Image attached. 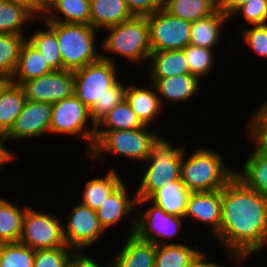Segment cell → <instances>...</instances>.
I'll use <instances>...</instances> for the list:
<instances>
[{
	"label": "cell",
	"instance_id": "1",
	"mask_svg": "<svg viewBox=\"0 0 267 267\" xmlns=\"http://www.w3.org/2000/svg\"><path fill=\"white\" fill-rule=\"evenodd\" d=\"M215 237L235 261L267 246V199L236 176L222 189L221 225Z\"/></svg>",
	"mask_w": 267,
	"mask_h": 267
},
{
	"label": "cell",
	"instance_id": "2",
	"mask_svg": "<svg viewBox=\"0 0 267 267\" xmlns=\"http://www.w3.org/2000/svg\"><path fill=\"white\" fill-rule=\"evenodd\" d=\"M184 154L181 179L190 192L223 189L235 176L234 170L225 167L219 153L200 148L187 159Z\"/></svg>",
	"mask_w": 267,
	"mask_h": 267
},
{
	"label": "cell",
	"instance_id": "3",
	"mask_svg": "<svg viewBox=\"0 0 267 267\" xmlns=\"http://www.w3.org/2000/svg\"><path fill=\"white\" fill-rule=\"evenodd\" d=\"M57 36L63 70L75 71L101 58L95 50L98 30L91 25L45 22Z\"/></svg>",
	"mask_w": 267,
	"mask_h": 267
},
{
	"label": "cell",
	"instance_id": "4",
	"mask_svg": "<svg viewBox=\"0 0 267 267\" xmlns=\"http://www.w3.org/2000/svg\"><path fill=\"white\" fill-rule=\"evenodd\" d=\"M183 148H175L167 140L158 137L152 144L149 163L136 192L137 199H148L156 190L181 179Z\"/></svg>",
	"mask_w": 267,
	"mask_h": 267
},
{
	"label": "cell",
	"instance_id": "5",
	"mask_svg": "<svg viewBox=\"0 0 267 267\" xmlns=\"http://www.w3.org/2000/svg\"><path fill=\"white\" fill-rule=\"evenodd\" d=\"M106 30L109 36L104 41L103 50L122 55L134 63L149 59L152 50L150 26L146 16H134Z\"/></svg>",
	"mask_w": 267,
	"mask_h": 267
},
{
	"label": "cell",
	"instance_id": "6",
	"mask_svg": "<svg viewBox=\"0 0 267 267\" xmlns=\"http://www.w3.org/2000/svg\"><path fill=\"white\" fill-rule=\"evenodd\" d=\"M146 127L148 126L131 130L96 131L94 146L88 155L102 158L103 152H111L145 163L152 144L159 137L155 132L146 130Z\"/></svg>",
	"mask_w": 267,
	"mask_h": 267
},
{
	"label": "cell",
	"instance_id": "7",
	"mask_svg": "<svg viewBox=\"0 0 267 267\" xmlns=\"http://www.w3.org/2000/svg\"><path fill=\"white\" fill-rule=\"evenodd\" d=\"M115 68L113 58L102 54L98 61L73 71L74 94L90 109L118 81Z\"/></svg>",
	"mask_w": 267,
	"mask_h": 267
},
{
	"label": "cell",
	"instance_id": "8",
	"mask_svg": "<svg viewBox=\"0 0 267 267\" xmlns=\"http://www.w3.org/2000/svg\"><path fill=\"white\" fill-rule=\"evenodd\" d=\"M88 119L92 120L90 109L74 94L52 104L51 134H77L89 142L88 153L94 146L96 129H86Z\"/></svg>",
	"mask_w": 267,
	"mask_h": 267
},
{
	"label": "cell",
	"instance_id": "9",
	"mask_svg": "<svg viewBox=\"0 0 267 267\" xmlns=\"http://www.w3.org/2000/svg\"><path fill=\"white\" fill-rule=\"evenodd\" d=\"M146 17L152 52L180 50L190 45L191 22L175 17L163 8Z\"/></svg>",
	"mask_w": 267,
	"mask_h": 267
},
{
	"label": "cell",
	"instance_id": "10",
	"mask_svg": "<svg viewBox=\"0 0 267 267\" xmlns=\"http://www.w3.org/2000/svg\"><path fill=\"white\" fill-rule=\"evenodd\" d=\"M61 220L51 214L26 209L19 242L33 250L67 246L63 238Z\"/></svg>",
	"mask_w": 267,
	"mask_h": 267
},
{
	"label": "cell",
	"instance_id": "11",
	"mask_svg": "<svg viewBox=\"0 0 267 267\" xmlns=\"http://www.w3.org/2000/svg\"><path fill=\"white\" fill-rule=\"evenodd\" d=\"M129 235L135 234L139 239L155 245L168 244L165 238L177 235L182 227L184 217L166 213L155 204L146 210L144 216L135 218ZM165 237V238H162ZM164 239V240H163Z\"/></svg>",
	"mask_w": 267,
	"mask_h": 267
},
{
	"label": "cell",
	"instance_id": "12",
	"mask_svg": "<svg viewBox=\"0 0 267 267\" xmlns=\"http://www.w3.org/2000/svg\"><path fill=\"white\" fill-rule=\"evenodd\" d=\"M29 101L55 103L74 95L75 78L73 71H53L33 78L20 85Z\"/></svg>",
	"mask_w": 267,
	"mask_h": 267
},
{
	"label": "cell",
	"instance_id": "13",
	"mask_svg": "<svg viewBox=\"0 0 267 267\" xmlns=\"http://www.w3.org/2000/svg\"><path fill=\"white\" fill-rule=\"evenodd\" d=\"M67 226H63V238L68 247L82 251L99 239L104 229L100 225L97 212L79 203L73 207Z\"/></svg>",
	"mask_w": 267,
	"mask_h": 267
},
{
	"label": "cell",
	"instance_id": "14",
	"mask_svg": "<svg viewBox=\"0 0 267 267\" xmlns=\"http://www.w3.org/2000/svg\"><path fill=\"white\" fill-rule=\"evenodd\" d=\"M51 120V103L26 100L22 112L5 135V140L36 138L47 132L50 134Z\"/></svg>",
	"mask_w": 267,
	"mask_h": 267
},
{
	"label": "cell",
	"instance_id": "15",
	"mask_svg": "<svg viewBox=\"0 0 267 267\" xmlns=\"http://www.w3.org/2000/svg\"><path fill=\"white\" fill-rule=\"evenodd\" d=\"M222 209V189L214 191L191 192L187 200L184 218L209 224L213 235L220 230Z\"/></svg>",
	"mask_w": 267,
	"mask_h": 267
},
{
	"label": "cell",
	"instance_id": "16",
	"mask_svg": "<svg viewBox=\"0 0 267 267\" xmlns=\"http://www.w3.org/2000/svg\"><path fill=\"white\" fill-rule=\"evenodd\" d=\"M190 193L182 179H179L156 190L148 199H138L137 205L152 201L166 213L184 217Z\"/></svg>",
	"mask_w": 267,
	"mask_h": 267
},
{
	"label": "cell",
	"instance_id": "17",
	"mask_svg": "<svg viewBox=\"0 0 267 267\" xmlns=\"http://www.w3.org/2000/svg\"><path fill=\"white\" fill-rule=\"evenodd\" d=\"M137 200L136 194L132 198L129 197L126 186L122 182L96 210L102 228L106 231L112 225L120 222L122 216L134 211Z\"/></svg>",
	"mask_w": 267,
	"mask_h": 267
},
{
	"label": "cell",
	"instance_id": "18",
	"mask_svg": "<svg viewBox=\"0 0 267 267\" xmlns=\"http://www.w3.org/2000/svg\"><path fill=\"white\" fill-rule=\"evenodd\" d=\"M133 17L124 0H90V25L96 30L118 25Z\"/></svg>",
	"mask_w": 267,
	"mask_h": 267
},
{
	"label": "cell",
	"instance_id": "19",
	"mask_svg": "<svg viewBox=\"0 0 267 267\" xmlns=\"http://www.w3.org/2000/svg\"><path fill=\"white\" fill-rule=\"evenodd\" d=\"M118 254L111 261L114 267H155L156 245L139 239L135 234H128Z\"/></svg>",
	"mask_w": 267,
	"mask_h": 267
},
{
	"label": "cell",
	"instance_id": "20",
	"mask_svg": "<svg viewBox=\"0 0 267 267\" xmlns=\"http://www.w3.org/2000/svg\"><path fill=\"white\" fill-rule=\"evenodd\" d=\"M154 84L160 101L169 103L188 100L198 92L200 80L192 74L177 75L169 78H150Z\"/></svg>",
	"mask_w": 267,
	"mask_h": 267
},
{
	"label": "cell",
	"instance_id": "21",
	"mask_svg": "<svg viewBox=\"0 0 267 267\" xmlns=\"http://www.w3.org/2000/svg\"><path fill=\"white\" fill-rule=\"evenodd\" d=\"M151 88H139L138 86H128L125 91V99L130 104L132 110L137 115L143 125L149 126L153 119L157 118L162 111L160 96L155 93L153 83Z\"/></svg>",
	"mask_w": 267,
	"mask_h": 267
},
{
	"label": "cell",
	"instance_id": "22",
	"mask_svg": "<svg viewBox=\"0 0 267 267\" xmlns=\"http://www.w3.org/2000/svg\"><path fill=\"white\" fill-rule=\"evenodd\" d=\"M243 165V170L235 171V176L267 199V150L256 145Z\"/></svg>",
	"mask_w": 267,
	"mask_h": 267
},
{
	"label": "cell",
	"instance_id": "23",
	"mask_svg": "<svg viewBox=\"0 0 267 267\" xmlns=\"http://www.w3.org/2000/svg\"><path fill=\"white\" fill-rule=\"evenodd\" d=\"M51 72L53 70L42 54L26 40L21 47L18 65L10 81L21 85L25 81Z\"/></svg>",
	"mask_w": 267,
	"mask_h": 267
},
{
	"label": "cell",
	"instance_id": "24",
	"mask_svg": "<svg viewBox=\"0 0 267 267\" xmlns=\"http://www.w3.org/2000/svg\"><path fill=\"white\" fill-rule=\"evenodd\" d=\"M24 90L10 80L0 90V134L6 135L13 127L26 102Z\"/></svg>",
	"mask_w": 267,
	"mask_h": 267
},
{
	"label": "cell",
	"instance_id": "25",
	"mask_svg": "<svg viewBox=\"0 0 267 267\" xmlns=\"http://www.w3.org/2000/svg\"><path fill=\"white\" fill-rule=\"evenodd\" d=\"M52 11L65 17L50 16ZM50 16V17H49ZM44 22H60L90 25V0H52L41 16Z\"/></svg>",
	"mask_w": 267,
	"mask_h": 267
},
{
	"label": "cell",
	"instance_id": "26",
	"mask_svg": "<svg viewBox=\"0 0 267 267\" xmlns=\"http://www.w3.org/2000/svg\"><path fill=\"white\" fill-rule=\"evenodd\" d=\"M230 18L219 8L211 15L191 23L190 44L212 49L220 39V29ZM220 28V29H219Z\"/></svg>",
	"mask_w": 267,
	"mask_h": 267
},
{
	"label": "cell",
	"instance_id": "27",
	"mask_svg": "<svg viewBox=\"0 0 267 267\" xmlns=\"http://www.w3.org/2000/svg\"><path fill=\"white\" fill-rule=\"evenodd\" d=\"M150 78H169L177 75L190 74V68L183 49L151 52ZM152 68V69H151Z\"/></svg>",
	"mask_w": 267,
	"mask_h": 267
},
{
	"label": "cell",
	"instance_id": "28",
	"mask_svg": "<svg viewBox=\"0 0 267 267\" xmlns=\"http://www.w3.org/2000/svg\"><path fill=\"white\" fill-rule=\"evenodd\" d=\"M219 8V0H168L163 9L188 22L207 17Z\"/></svg>",
	"mask_w": 267,
	"mask_h": 267
},
{
	"label": "cell",
	"instance_id": "29",
	"mask_svg": "<svg viewBox=\"0 0 267 267\" xmlns=\"http://www.w3.org/2000/svg\"><path fill=\"white\" fill-rule=\"evenodd\" d=\"M204 252L187 245H156L155 267H190Z\"/></svg>",
	"mask_w": 267,
	"mask_h": 267
},
{
	"label": "cell",
	"instance_id": "30",
	"mask_svg": "<svg viewBox=\"0 0 267 267\" xmlns=\"http://www.w3.org/2000/svg\"><path fill=\"white\" fill-rule=\"evenodd\" d=\"M121 183L122 180L117 172L111 169L106 177H95L87 181L81 203L96 211Z\"/></svg>",
	"mask_w": 267,
	"mask_h": 267
},
{
	"label": "cell",
	"instance_id": "31",
	"mask_svg": "<svg viewBox=\"0 0 267 267\" xmlns=\"http://www.w3.org/2000/svg\"><path fill=\"white\" fill-rule=\"evenodd\" d=\"M10 201L0 198V244L19 242L26 212Z\"/></svg>",
	"mask_w": 267,
	"mask_h": 267
},
{
	"label": "cell",
	"instance_id": "32",
	"mask_svg": "<svg viewBox=\"0 0 267 267\" xmlns=\"http://www.w3.org/2000/svg\"><path fill=\"white\" fill-rule=\"evenodd\" d=\"M101 125L105 126V129H98ZM96 126V131H113L137 129L144 125L134 113L130 104L124 99L120 104L114 106Z\"/></svg>",
	"mask_w": 267,
	"mask_h": 267
},
{
	"label": "cell",
	"instance_id": "33",
	"mask_svg": "<svg viewBox=\"0 0 267 267\" xmlns=\"http://www.w3.org/2000/svg\"><path fill=\"white\" fill-rule=\"evenodd\" d=\"M24 35L0 33V76L10 80L17 68Z\"/></svg>",
	"mask_w": 267,
	"mask_h": 267
},
{
	"label": "cell",
	"instance_id": "34",
	"mask_svg": "<svg viewBox=\"0 0 267 267\" xmlns=\"http://www.w3.org/2000/svg\"><path fill=\"white\" fill-rule=\"evenodd\" d=\"M36 17L24 6L0 0V33L24 35L26 21Z\"/></svg>",
	"mask_w": 267,
	"mask_h": 267
},
{
	"label": "cell",
	"instance_id": "35",
	"mask_svg": "<svg viewBox=\"0 0 267 267\" xmlns=\"http://www.w3.org/2000/svg\"><path fill=\"white\" fill-rule=\"evenodd\" d=\"M47 28L46 31L38 30L27 41L42 54L53 71L63 70L56 33L49 26Z\"/></svg>",
	"mask_w": 267,
	"mask_h": 267
},
{
	"label": "cell",
	"instance_id": "36",
	"mask_svg": "<svg viewBox=\"0 0 267 267\" xmlns=\"http://www.w3.org/2000/svg\"><path fill=\"white\" fill-rule=\"evenodd\" d=\"M35 250L21 242L0 244V267H33Z\"/></svg>",
	"mask_w": 267,
	"mask_h": 267
},
{
	"label": "cell",
	"instance_id": "37",
	"mask_svg": "<svg viewBox=\"0 0 267 267\" xmlns=\"http://www.w3.org/2000/svg\"><path fill=\"white\" fill-rule=\"evenodd\" d=\"M126 87L118 80L112 87L107 89V93L97 100L90 108L92 117V129H97L96 124L116 105L125 99Z\"/></svg>",
	"mask_w": 267,
	"mask_h": 267
},
{
	"label": "cell",
	"instance_id": "38",
	"mask_svg": "<svg viewBox=\"0 0 267 267\" xmlns=\"http://www.w3.org/2000/svg\"><path fill=\"white\" fill-rule=\"evenodd\" d=\"M183 51L188 61L190 74L199 79L211 70L214 63L212 49L190 44Z\"/></svg>",
	"mask_w": 267,
	"mask_h": 267
},
{
	"label": "cell",
	"instance_id": "39",
	"mask_svg": "<svg viewBox=\"0 0 267 267\" xmlns=\"http://www.w3.org/2000/svg\"><path fill=\"white\" fill-rule=\"evenodd\" d=\"M67 247L35 250L33 267H70L75 249L71 252Z\"/></svg>",
	"mask_w": 267,
	"mask_h": 267
},
{
	"label": "cell",
	"instance_id": "40",
	"mask_svg": "<svg viewBox=\"0 0 267 267\" xmlns=\"http://www.w3.org/2000/svg\"><path fill=\"white\" fill-rule=\"evenodd\" d=\"M248 125L255 145L267 150V102L255 111Z\"/></svg>",
	"mask_w": 267,
	"mask_h": 267
},
{
	"label": "cell",
	"instance_id": "41",
	"mask_svg": "<svg viewBox=\"0 0 267 267\" xmlns=\"http://www.w3.org/2000/svg\"><path fill=\"white\" fill-rule=\"evenodd\" d=\"M241 12L246 22L251 25L267 24V0H249L239 7L234 15Z\"/></svg>",
	"mask_w": 267,
	"mask_h": 267
},
{
	"label": "cell",
	"instance_id": "42",
	"mask_svg": "<svg viewBox=\"0 0 267 267\" xmlns=\"http://www.w3.org/2000/svg\"><path fill=\"white\" fill-rule=\"evenodd\" d=\"M244 41L257 55L267 58V24L253 25L241 31Z\"/></svg>",
	"mask_w": 267,
	"mask_h": 267
},
{
	"label": "cell",
	"instance_id": "43",
	"mask_svg": "<svg viewBox=\"0 0 267 267\" xmlns=\"http://www.w3.org/2000/svg\"><path fill=\"white\" fill-rule=\"evenodd\" d=\"M134 16H147L159 9L163 5L159 0H124Z\"/></svg>",
	"mask_w": 267,
	"mask_h": 267
},
{
	"label": "cell",
	"instance_id": "44",
	"mask_svg": "<svg viewBox=\"0 0 267 267\" xmlns=\"http://www.w3.org/2000/svg\"><path fill=\"white\" fill-rule=\"evenodd\" d=\"M70 267H101L93 259L87 255L82 254L80 251H75L72 256ZM107 267H114L113 263H109Z\"/></svg>",
	"mask_w": 267,
	"mask_h": 267
},
{
	"label": "cell",
	"instance_id": "45",
	"mask_svg": "<svg viewBox=\"0 0 267 267\" xmlns=\"http://www.w3.org/2000/svg\"><path fill=\"white\" fill-rule=\"evenodd\" d=\"M249 0H219V9L230 19L235 11Z\"/></svg>",
	"mask_w": 267,
	"mask_h": 267
},
{
	"label": "cell",
	"instance_id": "46",
	"mask_svg": "<svg viewBox=\"0 0 267 267\" xmlns=\"http://www.w3.org/2000/svg\"><path fill=\"white\" fill-rule=\"evenodd\" d=\"M9 3L18 4L26 7L36 18L42 16V11L31 0H4Z\"/></svg>",
	"mask_w": 267,
	"mask_h": 267
},
{
	"label": "cell",
	"instance_id": "47",
	"mask_svg": "<svg viewBox=\"0 0 267 267\" xmlns=\"http://www.w3.org/2000/svg\"><path fill=\"white\" fill-rule=\"evenodd\" d=\"M4 142H6L5 135L0 134V165H3L15 158L14 154L3 146Z\"/></svg>",
	"mask_w": 267,
	"mask_h": 267
},
{
	"label": "cell",
	"instance_id": "48",
	"mask_svg": "<svg viewBox=\"0 0 267 267\" xmlns=\"http://www.w3.org/2000/svg\"><path fill=\"white\" fill-rule=\"evenodd\" d=\"M205 254L199 257L190 267H222V265L214 262L204 261Z\"/></svg>",
	"mask_w": 267,
	"mask_h": 267
},
{
	"label": "cell",
	"instance_id": "49",
	"mask_svg": "<svg viewBox=\"0 0 267 267\" xmlns=\"http://www.w3.org/2000/svg\"><path fill=\"white\" fill-rule=\"evenodd\" d=\"M42 12L50 5L52 0H31Z\"/></svg>",
	"mask_w": 267,
	"mask_h": 267
},
{
	"label": "cell",
	"instance_id": "50",
	"mask_svg": "<svg viewBox=\"0 0 267 267\" xmlns=\"http://www.w3.org/2000/svg\"><path fill=\"white\" fill-rule=\"evenodd\" d=\"M9 80L3 76H0V90L3 88V86L8 82Z\"/></svg>",
	"mask_w": 267,
	"mask_h": 267
},
{
	"label": "cell",
	"instance_id": "51",
	"mask_svg": "<svg viewBox=\"0 0 267 267\" xmlns=\"http://www.w3.org/2000/svg\"><path fill=\"white\" fill-rule=\"evenodd\" d=\"M160 3L163 5L164 3H166L168 0H159Z\"/></svg>",
	"mask_w": 267,
	"mask_h": 267
}]
</instances>
